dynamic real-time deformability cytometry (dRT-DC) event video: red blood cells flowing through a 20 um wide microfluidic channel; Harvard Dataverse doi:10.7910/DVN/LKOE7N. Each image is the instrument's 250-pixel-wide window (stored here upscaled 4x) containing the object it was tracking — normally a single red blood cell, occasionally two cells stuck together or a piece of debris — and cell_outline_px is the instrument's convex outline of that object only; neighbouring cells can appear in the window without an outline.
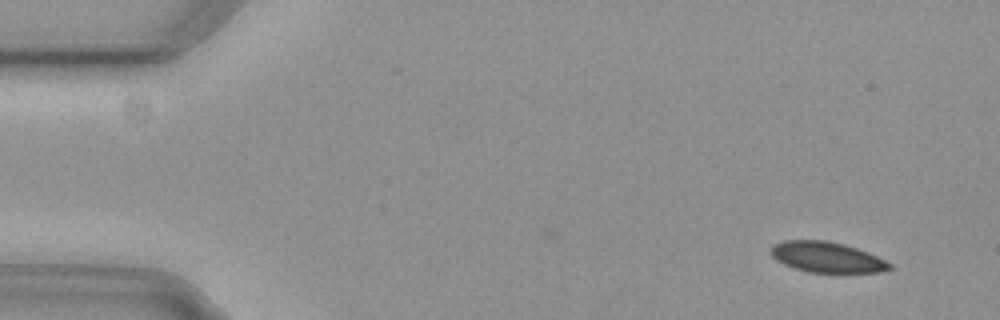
{"species": "common noctule bat (a hibernating species)", "species_latin": "Nyctalus noctula", "temperature_condition": "cold", "stored_images_in_passage": 3, "camera_frame_rate_fps": 3000, "um_per_image_px": 0.085, "animal": {"sex": "female", "body_mass_g": 29.2, "forearm_length_mm": 56.3}, "frame": {"image": 1, "passage_image": 1, "time_ms": 0.0, "image_size_px": [1000, 320], "cell_outline_px": [[892, 268], [880, 272], [808, 272], [784, 264], [776, 260], [768, 252], [772, 244], [784, 240], [828, 240], [844, 244], [868, 252], [892, 264]], "centroid_in_image_um": [70.23, 21.84], "position_along_channel_um": 14.8, "area_um2": 21.15}}